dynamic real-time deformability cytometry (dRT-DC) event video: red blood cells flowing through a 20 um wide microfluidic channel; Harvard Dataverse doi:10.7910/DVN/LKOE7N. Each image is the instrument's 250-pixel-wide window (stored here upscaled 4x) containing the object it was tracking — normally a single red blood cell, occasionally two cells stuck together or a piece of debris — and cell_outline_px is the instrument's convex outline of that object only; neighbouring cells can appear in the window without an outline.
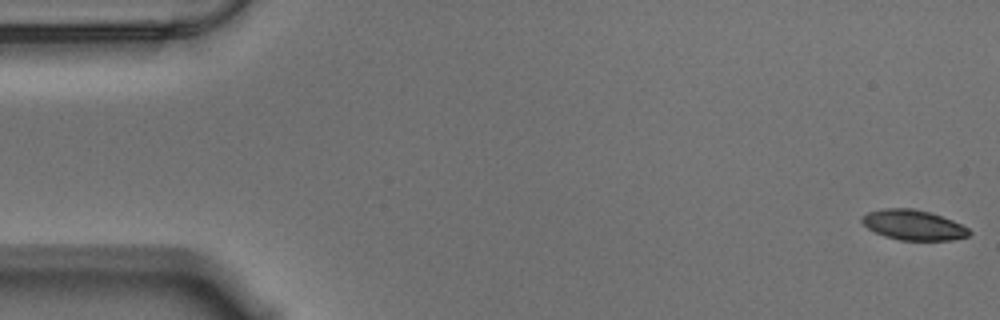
{"species": "Egyptian fruit bat (a non-hibernating species)", "species_latin": "Rousettus aegyptiacus", "temperature_condition": "warm", "stored_images_in_passage": 57, "camera_frame_rate_fps": 3000, "um_per_image_px": 0.085, "animal": {"sex": "male"}, "frame": {"image": 1, "passage_image": 1, "time_ms": 0.0, "image_size_px": [1000, 320], "cell_outline_px": [[972, 232], [968, 236], [952, 240], [900, 240], [884, 236], [868, 228], [860, 220], [860, 216], [868, 212], [884, 208], [912, 208], [928, 212], [952, 220], [968, 228]], "centroid_in_image_um": [77.62, 19.12], "position_along_channel_um": 7.4, "area_um2": 18.73}}
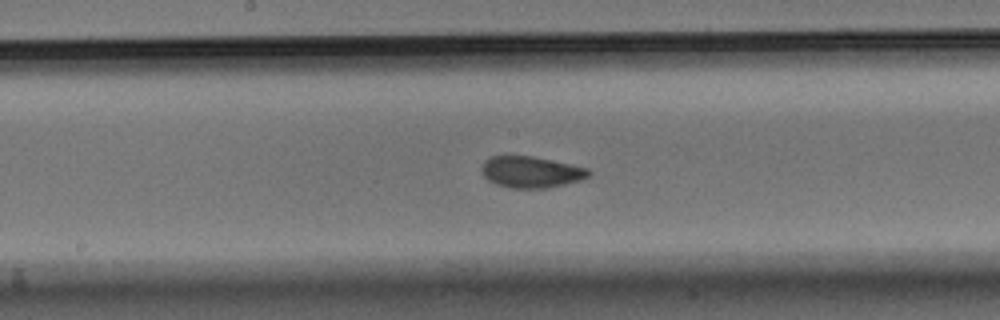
{"frame": {"image": 2, "passage_image": 29, "time_ms": 9.333, "image_size_px": [1000, 320], "cell_outline_px": [[592, 172], [588, 176], [580, 180], [548, 188], [508, 188], [496, 184], [488, 180], [484, 176], [480, 168], [484, 160], [492, 156], [532, 156], [588, 168]], "centroid_in_image_um": [45.11, 14.62], "position_along_channel_um": 203.1, "area_um2": 19.54}}
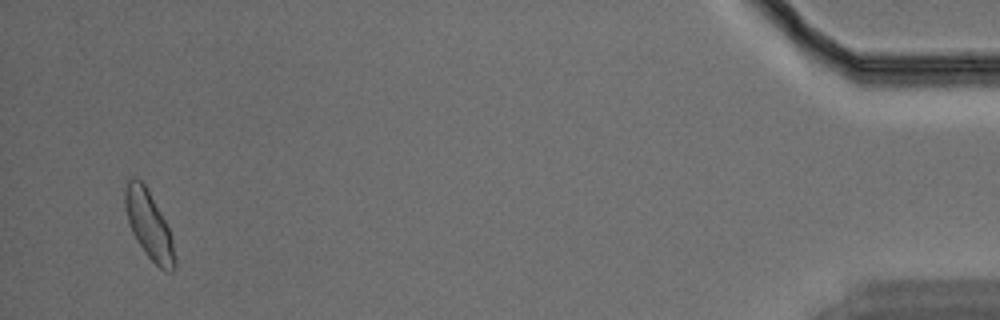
{"frame": {"image": 3, "passage_image": 55, "time_ms": 18.0, "image_size_px": [1000, 320], "cell_outline_px": [[176, 268], [172, 272], [168, 272], [160, 268], [144, 252], [136, 240], [128, 224], [124, 208], [124, 192], [128, 180], [132, 176], [136, 176], [144, 184], [160, 212], [168, 228], [172, 240], [176, 260]], "centroid_in_image_um": [12.63, 19.14], "position_along_channel_um": 422.6, "area_um2": 19.59}, "authors_computed_cell_mechanics": {"area_um2": 19.5364, "velocity_mm_per_s": 3.5101, "shape_relaxation_time_tau1_ms": 3.4659, "shape_relaxation_time_tau2_ms": 1.1323, "deformation_change_tau1": 0.0994, "deformation_change_tau2": 0.056}}